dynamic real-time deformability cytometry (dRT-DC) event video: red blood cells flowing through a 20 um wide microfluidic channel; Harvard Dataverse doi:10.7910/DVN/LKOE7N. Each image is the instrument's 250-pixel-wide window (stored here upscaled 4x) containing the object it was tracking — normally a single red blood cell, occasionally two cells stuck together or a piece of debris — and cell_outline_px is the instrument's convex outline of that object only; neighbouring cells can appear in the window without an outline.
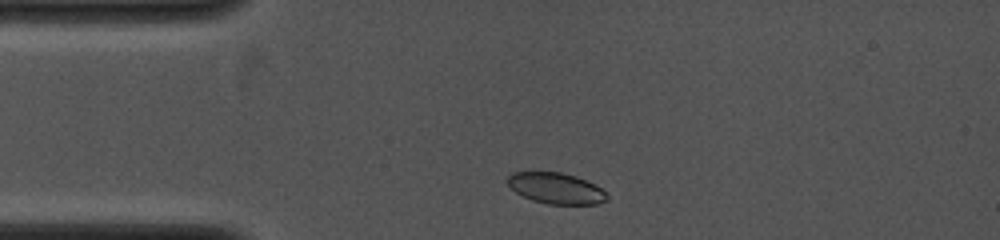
{"species": "common noctule bat (a hibernating species)", "species_latin": "Nyctalus noctula", "temperature_condition": "cold", "stored_images_in_passage": 7, "camera_frame_rate_fps": 4000, "um_per_image_px": 0.085, "animal": {"sex": "female", "body_mass_g": 19.0, "forearm_length_mm": 53.3}, "frame": {"image": 1, "passage_image": 1, "time_ms": 0.0, "image_size_px": [1000, 240], "cell_outline_px": [[608, 200], [596, 204], [548, 204], [532, 200], [516, 192], [508, 184], [508, 176], [512, 172], [560, 172], [576, 176], [596, 184], [608, 196]], "centroid_in_image_um": [47.28, 16.0], "position_along_channel_um": 37.7, "area_um2": 17.86}}